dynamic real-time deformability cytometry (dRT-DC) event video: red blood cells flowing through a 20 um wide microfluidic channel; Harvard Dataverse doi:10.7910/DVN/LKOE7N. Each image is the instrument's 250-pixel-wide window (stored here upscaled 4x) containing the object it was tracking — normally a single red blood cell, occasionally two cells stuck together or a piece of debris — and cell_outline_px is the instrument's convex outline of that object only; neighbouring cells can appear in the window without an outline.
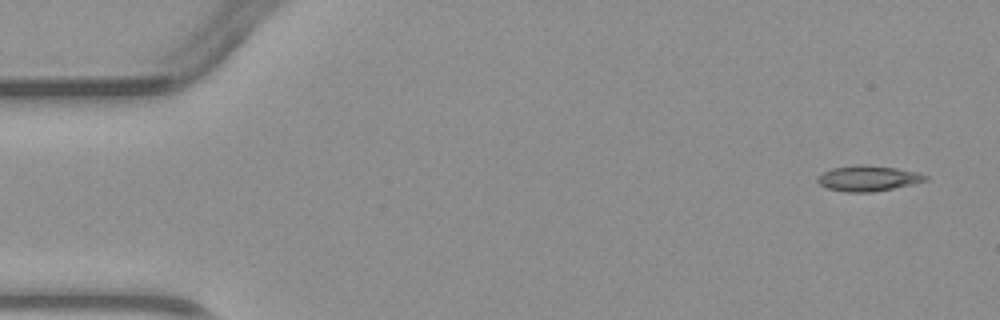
{"species": "common noctule bat (a hibernating species)", "species_latin": "Nyctalus noctula", "temperature_condition": "warm", "stored_images_in_passage": 4, "camera_frame_rate_fps": 3000, "um_per_image_px": 0.085, "animal": {"sex": "male", "body_mass_g": 23.1, "forearm_length_mm": 52.7}, "frame": {"image": 1, "passage_image": 1, "time_ms": 0.0, "image_size_px": [1000, 320], "cell_outline_px": [[928, 180], [912, 184], [872, 192], [844, 192], [828, 188], [820, 184], [816, 180], [816, 176], [832, 168], [896, 168], [920, 172], [928, 176]], "centroid_in_image_um": [73.81, 15.21], "position_along_channel_um": 11.2, "area_um2": 15.09}}
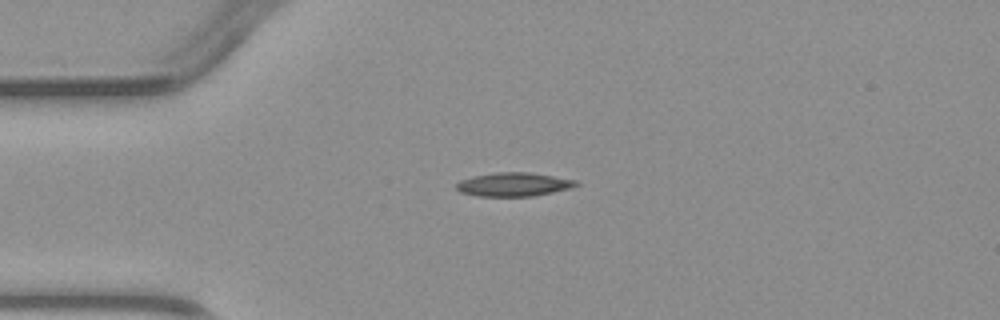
{"frame": {"image": 2, "passage_image": 3, "time_ms": 3.0, "image_size_px": [1000, 320], "cell_outline_px": [[580, 184], [572, 188], [532, 196], [476, 196], [460, 192], [456, 188], [456, 184], [460, 180], [472, 176], [496, 172], [528, 172], [576, 180]], "centroid_in_image_um": [43.64, 15.67], "position_along_channel_um": 41.4, "area_um2": 16.53}}
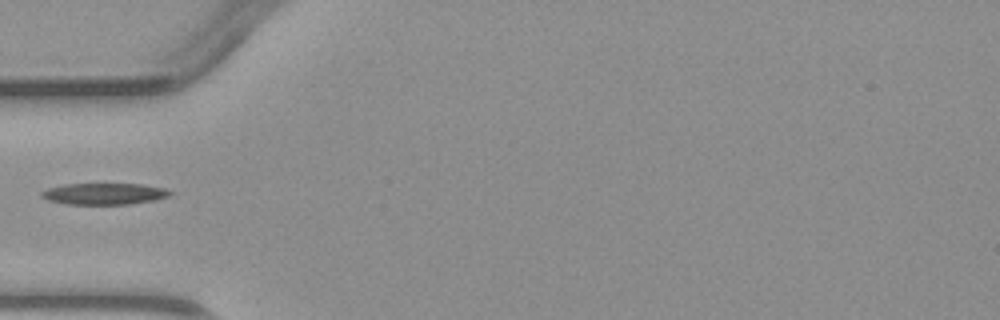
{"frame": {"image": 3, "passage_image": 4, "time_ms": 4.333, "image_size_px": [1000, 320], "cell_outline_px": [[172, 192], [168, 196], [152, 200], [128, 204], [68, 204], [48, 200], [40, 196], [40, 192], [48, 188], [64, 184], [140, 184], [164, 188]], "centroid_in_image_um": [8.8, 16.47], "position_along_channel_um": 76.2, "area_um2": 15.84}}